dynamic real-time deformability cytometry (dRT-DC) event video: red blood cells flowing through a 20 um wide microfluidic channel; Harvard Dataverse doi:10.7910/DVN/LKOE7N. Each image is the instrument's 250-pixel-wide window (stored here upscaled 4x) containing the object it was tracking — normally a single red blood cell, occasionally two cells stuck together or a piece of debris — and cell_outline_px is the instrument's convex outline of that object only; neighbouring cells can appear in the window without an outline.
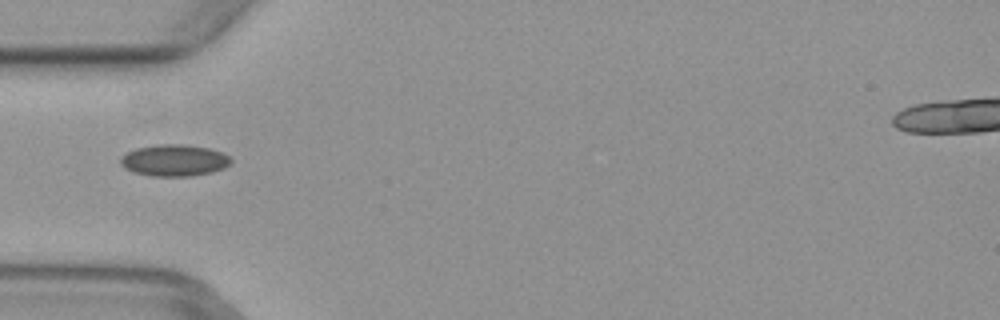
{"species": "common noctule bat (a hibernating species)", "species_latin": "Nyctalus noctula", "temperature_condition": "warm", "stored_images_in_passage": 5, "camera_frame_rate_fps": 3000, "um_per_image_px": 0.085, "animal": {"sex": "female", "body_mass_g": 29.2, "forearm_length_mm": 56.3}, "frame": {"image": 1, "passage_image": 5, "time_ms": 1.333, "image_size_px": [1000, 320], "cell_outline_px": [[232, 160], [224, 168], [212, 172], [192, 176], [152, 176], [132, 172], [124, 168], [120, 164], [120, 156], [136, 148], [156, 144], [184, 144], [208, 148], [220, 152], [228, 156]], "centroid_in_image_um": [14.77, 13.63], "position_along_channel_um": 70.2, "area_um2": 20.4}}